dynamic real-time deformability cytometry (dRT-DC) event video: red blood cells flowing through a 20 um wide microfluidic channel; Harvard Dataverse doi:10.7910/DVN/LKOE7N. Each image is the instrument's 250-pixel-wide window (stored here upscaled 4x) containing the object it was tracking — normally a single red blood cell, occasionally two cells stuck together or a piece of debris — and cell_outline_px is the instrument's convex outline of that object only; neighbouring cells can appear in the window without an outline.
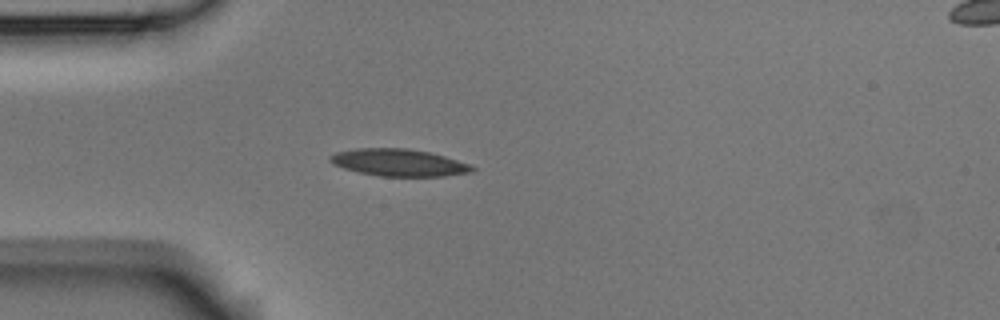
{"species": "Egyptian fruit bat (a non-hibernating species)", "species_latin": "Rousettus aegyptiacus", "temperature_condition": "room temperature", "stored_images_in_passage": 4, "camera_frame_rate_fps": 3000, "um_per_image_px": 0.085, "animal": {"sex": "male"}, "frame": {"image": 1, "passage_image": 4, "time_ms": 1.0, "image_size_px": [1000, 320], "cell_outline_px": [[476, 168], [472, 172], [444, 176], [380, 176], [360, 172], [344, 168], [332, 164], [328, 160], [328, 156], [336, 152], [356, 148], [408, 148], [428, 152], [444, 156], [472, 164]], "centroid_in_image_um": [33.9, 13.81], "position_along_channel_um": 51.1, "area_um2": 22.54}}